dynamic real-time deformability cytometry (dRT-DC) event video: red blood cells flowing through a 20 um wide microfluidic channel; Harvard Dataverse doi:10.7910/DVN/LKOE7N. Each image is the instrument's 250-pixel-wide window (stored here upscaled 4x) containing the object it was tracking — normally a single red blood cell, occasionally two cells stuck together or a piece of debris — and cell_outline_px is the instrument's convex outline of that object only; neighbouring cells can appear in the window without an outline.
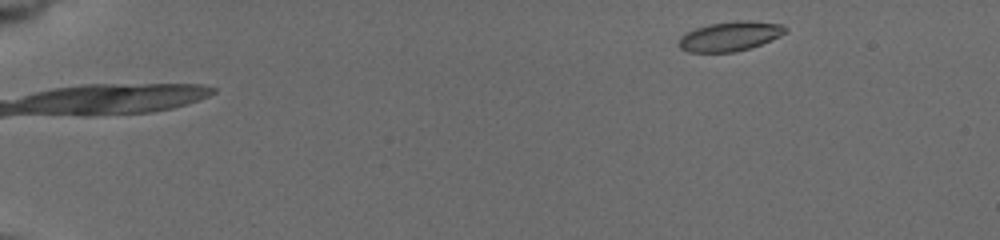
{"species": "common noctule bat (a hibernating species)", "species_latin": "Nyctalus noctula", "temperature_condition": "cold", "stored_images_in_passage": 14, "camera_frame_rate_fps": 3000, "um_per_image_px": 0.085, "animal": {"sex": "female", "body_mass_g": 19.5, "forearm_length_mm": 54.1}, "frame": {"image": 1, "passage_image": 1, "time_ms": 0.0, "image_size_px": [1000, 240], "cell_outline_px": [[788, 32], [780, 36], [760, 44], [736, 52], [688, 52], [680, 48], [676, 44], [680, 36], [696, 28], [712, 24], [736, 20], [748, 20], [784, 24], [788, 28]], "centroid_in_image_um": [62.07, 3.08], "position_along_channel_um": 22.9, "area_um2": 18.44}}
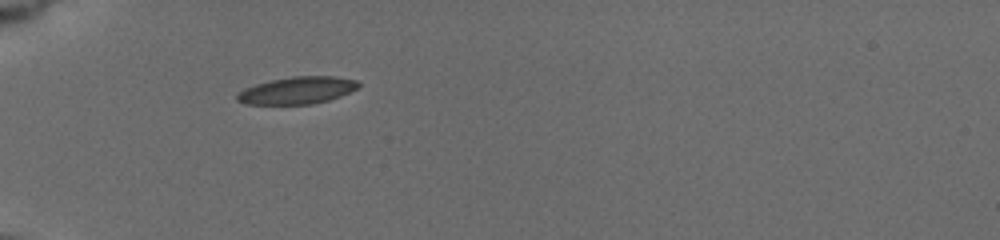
{"frame": {"image": 2, "passage_image": 12, "time_ms": 4.0, "image_size_px": [1000, 240], "cell_outline_px": [[360, 84], [356, 88], [340, 96], [328, 100], [312, 104], [244, 104], [236, 100], [236, 92], [244, 88], [256, 84], [272, 80], [292, 76], [332, 76], [356, 80]], "centroid_in_image_um": [25.2, 7.68], "position_along_channel_um": 59.8, "area_um2": 19.13}}
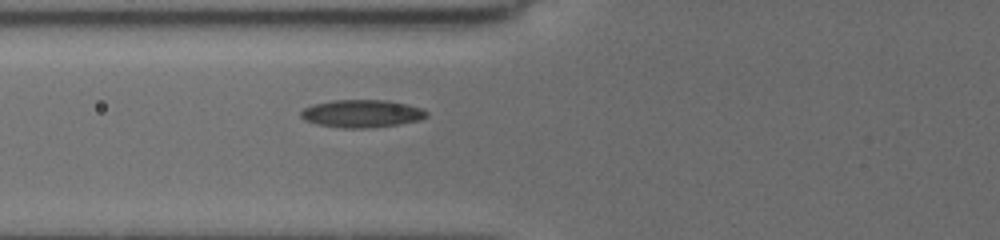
{"frame": {"image": 3, "passage_image": 14, "time_ms": 5.333, "image_size_px": [1000, 240], "cell_outline_px": [[428, 116], [420, 120], [400, 124], [368, 128], [340, 128], [316, 124], [304, 120], [300, 116], [300, 112], [304, 108], [312, 104], [332, 100], [388, 100], [408, 104], [424, 108], [428, 112]], "centroid_in_image_um": [30.77, 9.65], "position_along_channel_um": 95.0, "area_um2": 20.63}}